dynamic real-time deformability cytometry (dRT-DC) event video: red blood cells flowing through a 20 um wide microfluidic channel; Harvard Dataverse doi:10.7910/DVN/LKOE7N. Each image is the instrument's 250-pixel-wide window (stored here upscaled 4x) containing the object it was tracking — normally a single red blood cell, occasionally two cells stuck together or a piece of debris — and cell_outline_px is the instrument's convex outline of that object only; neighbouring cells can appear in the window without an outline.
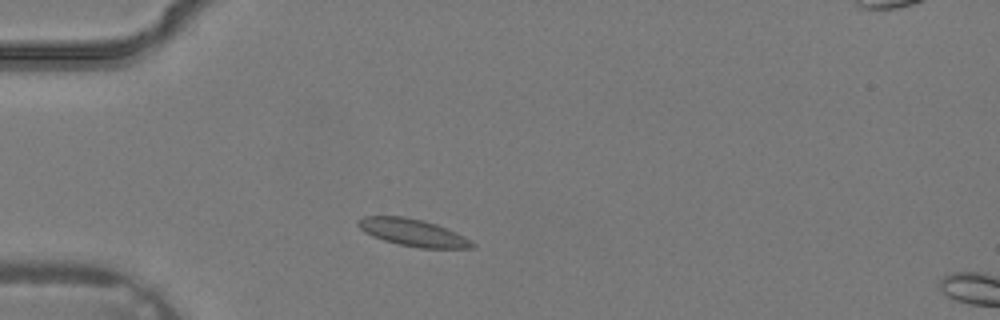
{"species": "common noctule bat (a hibernating species)", "species_latin": "Nyctalus noctula", "temperature_condition": "warm", "stored_images_in_passage": 2, "camera_frame_rate_fps": 3000, "um_per_image_px": 0.085, "animal": {"sex": "male", "body_mass_g": 19.2, "forearm_length_mm": 51.8}, "frame": {"image": 1, "passage_image": 1, "time_ms": 0.0, "image_size_px": [1000, 320], "cell_outline_px": [[476, 248], [420, 248], [400, 244], [384, 240], [372, 236], [364, 232], [356, 224], [356, 220], [364, 216], [404, 216], [424, 220], [436, 224], [456, 232], [464, 236], [476, 244]], "centroid_in_image_um": [35.09, 19.76], "position_along_channel_um": 49.9, "area_um2": 18.15}}